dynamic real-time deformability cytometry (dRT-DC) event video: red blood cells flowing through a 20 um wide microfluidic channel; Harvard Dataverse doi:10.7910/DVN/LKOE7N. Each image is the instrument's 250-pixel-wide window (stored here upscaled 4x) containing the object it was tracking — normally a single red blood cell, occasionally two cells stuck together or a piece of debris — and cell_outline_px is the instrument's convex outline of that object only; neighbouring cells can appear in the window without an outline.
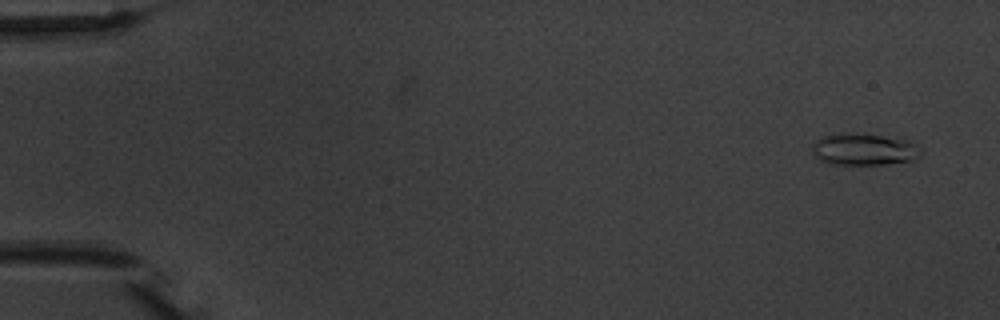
{"species": "common noctule bat (a hibernating species)", "species_latin": "Nyctalus noctula", "temperature_condition": "warm", "stored_images_in_passage": 6, "camera_frame_rate_fps": 3000, "um_per_image_px": 0.085, "animal": {"sex": "male", "body_mass_g": 20.1, "forearm_length_mm": 53.5}, "frame": {"image": 1, "passage_image": 1, "time_ms": 0.0, "image_size_px": [1000, 320], "cell_outline_px": [[920, 156], [916, 160], [884, 164], [828, 164], [820, 160], [812, 152], [812, 144], [820, 136], [840, 132], [844, 132], [880, 136], [908, 140], [916, 144], [920, 152]], "centroid_in_image_um": [73.39, 12.69], "position_along_channel_um": 11.6, "area_um2": 20.23}}